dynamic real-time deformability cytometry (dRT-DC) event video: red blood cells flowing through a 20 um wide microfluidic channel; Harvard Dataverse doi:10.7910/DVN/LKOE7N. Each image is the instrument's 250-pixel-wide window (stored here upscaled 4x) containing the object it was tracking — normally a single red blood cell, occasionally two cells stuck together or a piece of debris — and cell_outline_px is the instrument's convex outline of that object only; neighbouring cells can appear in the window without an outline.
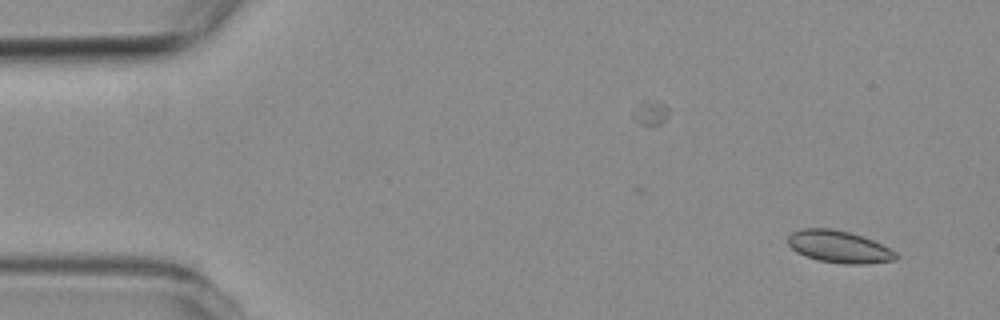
{"species": "common noctule bat (a hibernating species)", "species_latin": "Nyctalus noctula", "temperature_condition": "room temperature", "stored_images_in_passage": 5, "camera_frame_rate_fps": 3000, "um_per_image_px": 0.085, "animal": {"sex": "female", "body_mass_g": 19.3, "forearm_length_mm": 54.1}, "frame": {"image": 1, "passage_image": 2, "time_ms": 1.0, "image_size_px": [1000, 320], "cell_outline_px": [[900, 256], [896, 260], [868, 264], [844, 264], [820, 260], [804, 256], [796, 252], [788, 244], [788, 236], [792, 232], [800, 228], [832, 228], [864, 236], [896, 252]], "centroid_in_image_um": [71.32, 20.97], "position_along_channel_um": 13.7, "area_um2": 20.35}}